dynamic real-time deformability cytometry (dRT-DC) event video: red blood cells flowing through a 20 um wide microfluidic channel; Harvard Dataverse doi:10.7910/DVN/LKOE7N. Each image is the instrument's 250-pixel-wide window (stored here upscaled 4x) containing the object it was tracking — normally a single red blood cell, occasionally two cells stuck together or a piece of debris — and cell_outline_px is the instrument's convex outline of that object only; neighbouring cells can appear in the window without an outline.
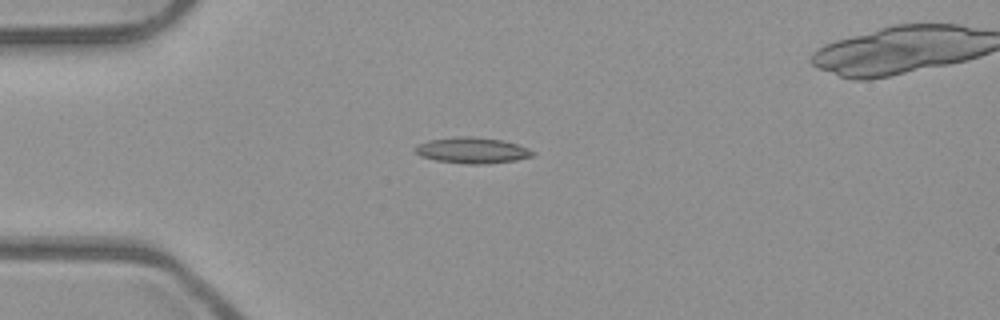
{"species": "common noctule bat (a hibernating species)", "species_latin": "Nyctalus noctula", "temperature_condition": "room temperature", "stored_images_in_passage": 6, "camera_frame_rate_fps": 3000, "um_per_image_px": 0.085, "animal": {"sex": "male", "body_mass_g": 23.1, "forearm_length_mm": 52.7}, "frame": {"image": 1, "passage_image": 3, "time_ms": 0.667, "image_size_px": [1000, 320], "cell_outline_px": [[536, 156], [516, 160], [488, 164], [468, 164], [436, 160], [420, 156], [412, 148], [428, 140], [460, 136], [472, 136], [500, 140], [516, 144], [528, 148], [536, 152]], "centroid_in_image_um": [40.17, 12.79], "position_along_channel_um": 44.8, "area_um2": 17.8}}
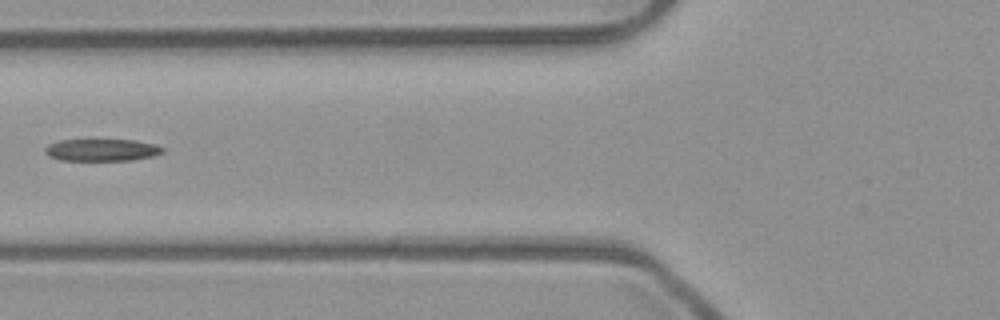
{"frame": {"image": 2, "passage_image": 5, "time_ms": 1.333, "image_size_px": [1000, 320], "cell_outline_px": [[164, 152], [152, 156], [132, 160], [60, 160], [44, 152], [44, 148], [48, 144], [60, 140], [136, 140], [156, 144], [164, 148]], "centroid_in_image_um": [8.68, 12.74], "position_along_channel_um": 117.1, "area_um2": 15.09}}
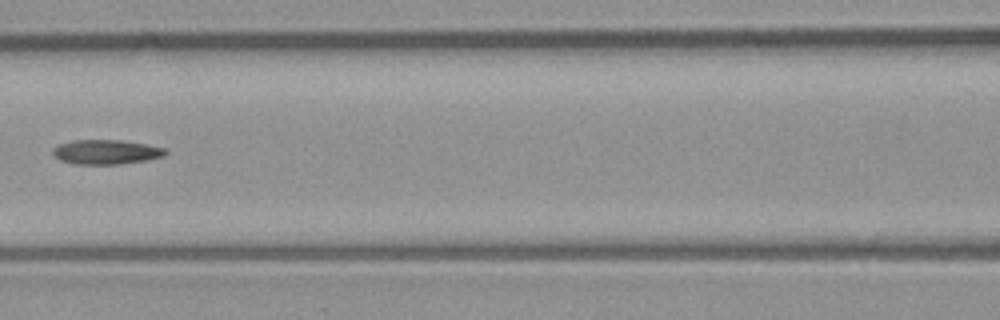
{"frame": {"image": 3, "passage_image": 6, "time_ms": 1.667, "image_size_px": [1000, 320], "cell_outline_px": [[168, 152], [164, 156], [144, 160], [116, 164], [72, 164], [60, 160], [52, 152], [60, 144], [72, 140], [120, 140], [144, 144], [164, 148]], "centroid_in_image_um": [9.01, 12.92], "position_along_channel_um": 157.6, "area_um2": 15.78}}